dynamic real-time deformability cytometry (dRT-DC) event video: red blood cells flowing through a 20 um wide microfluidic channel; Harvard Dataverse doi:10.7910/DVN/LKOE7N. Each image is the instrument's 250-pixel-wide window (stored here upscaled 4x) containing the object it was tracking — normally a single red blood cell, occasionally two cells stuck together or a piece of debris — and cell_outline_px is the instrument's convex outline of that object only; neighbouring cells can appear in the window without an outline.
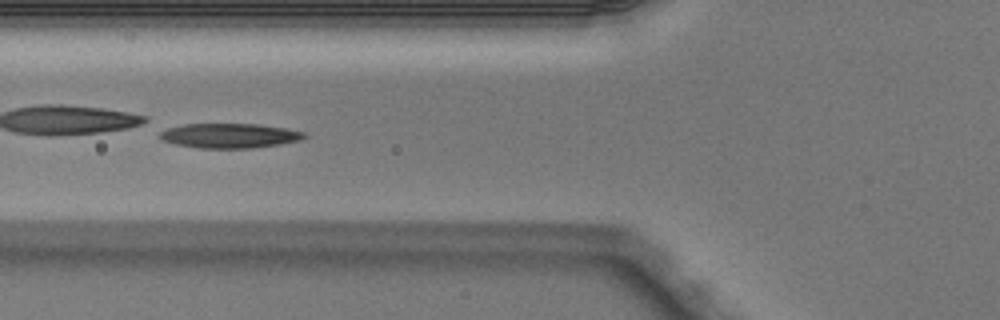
{"species": "Egyptian fruit bat (a non-hibernating species)", "species_latin": "Rousettus aegyptiacus", "temperature_condition": "warm", "stored_images_in_passage": 6, "camera_frame_rate_fps": 3000, "um_per_image_px": 0.085, "animal": {"sex": "male"}, "frame": {"image": 1, "passage_image": 5, "time_ms": 1.333, "image_size_px": [1000, 320], "cell_outline_px": [[308, 136], [300, 140], [280, 144], [252, 148], [200, 148], [176, 144], [160, 140], [160, 132], [168, 128], [184, 124], [260, 124], [284, 128], [304, 132]], "centroid_in_image_um": [19.52, 11.53], "position_along_channel_um": 106.3, "area_um2": 20.69}}
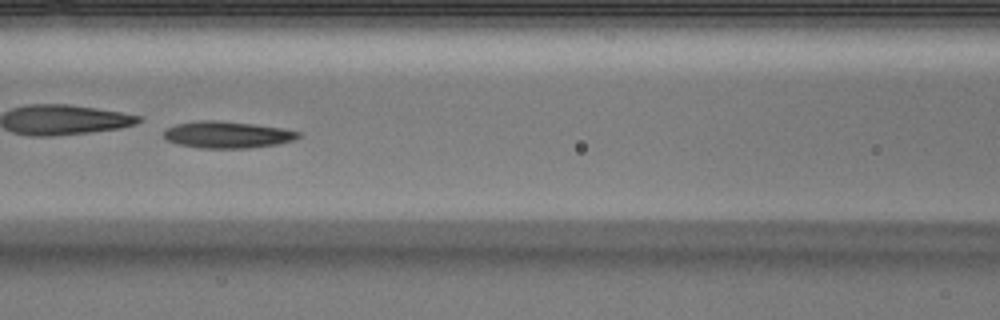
{"frame": {"image": 2, "passage_image": 6, "time_ms": 1.667, "image_size_px": [1000, 320], "cell_outline_px": [[300, 136], [296, 140], [276, 144], [248, 148], [200, 148], [180, 144], [168, 140], [164, 136], [164, 128], [176, 124], [200, 120], [216, 120], [252, 124], [284, 128], [300, 132]], "centroid_in_image_um": [19.33, 11.44], "position_along_channel_um": 147.3, "area_um2": 20.92}}